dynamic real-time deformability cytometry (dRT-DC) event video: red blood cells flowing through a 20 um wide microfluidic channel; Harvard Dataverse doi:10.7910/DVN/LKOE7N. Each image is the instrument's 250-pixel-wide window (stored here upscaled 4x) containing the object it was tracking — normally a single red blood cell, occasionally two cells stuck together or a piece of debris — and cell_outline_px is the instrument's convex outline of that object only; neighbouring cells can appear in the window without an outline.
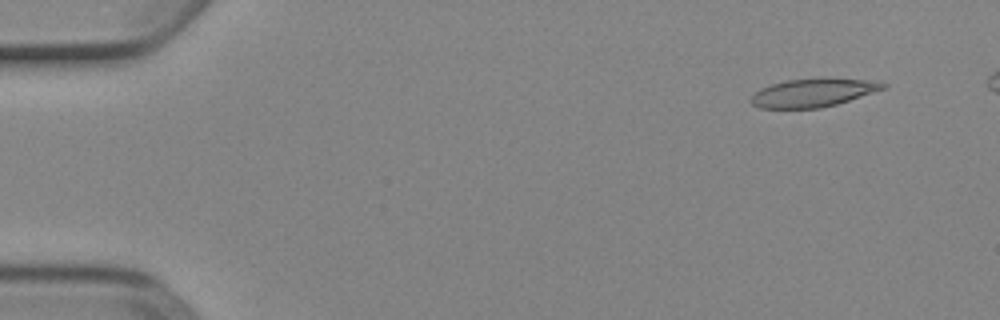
{"species": "Egyptian fruit bat (a non-hibernating species)", "species_latin": "Rousettus aegyptiacus", "temperature_condition": "cold", "stored_images_in_passage": 5, "camera_frame_rate_fps": 3000, "um_per_image_px": 0.085, "animal": {"sex": "female"}, "frame": {"image": 1, "passage_image": 1, "time_ms": 0.0, "image_size_px": [1000, 320], "cell_outline_px": [[888, 84], [884, 88], [836, 104], [820, 108], [760, 108], [752, 104], [748, 100], [760, 88], [784, 80], [820, 76], [824, 76], [880, 80]], "centroid_in_image_um": [69.14, 7.83], "position_along_channel_um": 15.9, "area_um2": 22.43}}